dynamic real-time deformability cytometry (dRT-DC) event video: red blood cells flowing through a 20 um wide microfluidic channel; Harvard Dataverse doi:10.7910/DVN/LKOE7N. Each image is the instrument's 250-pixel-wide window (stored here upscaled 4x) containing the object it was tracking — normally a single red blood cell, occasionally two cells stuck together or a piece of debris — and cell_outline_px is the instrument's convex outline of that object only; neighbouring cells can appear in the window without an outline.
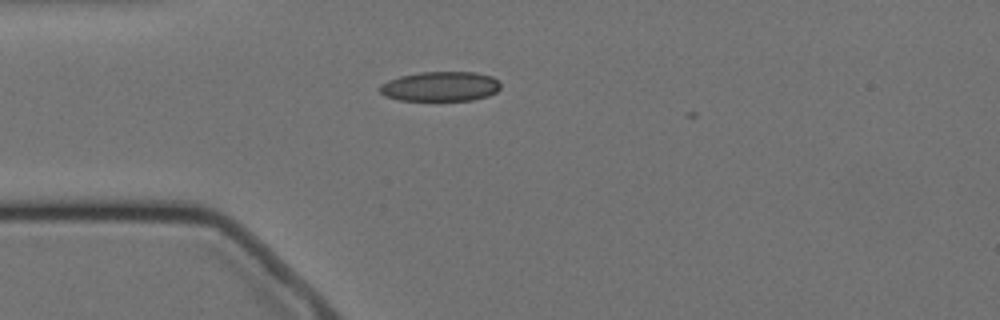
{"species": "Egyptian fruit bat (a non-hibernating species)", "species_latin": "Rousettus aegyptiacus", "temperature_condition": "cold", "stored_images_in_passage": 2, "camera_frame_rate_fps": 3000, "um_per_image_px": 0.085, "animal": {"sex": "female"}, "frame": {"image": 1, "passage_image": 1, "time_ms": 0.0, "image_size_px": [1000, 320], "cell_outline_px": [[500, 88], [496, 92], [488, 96], [472, 100], [396, 100], [384, 96], [380, 92], [380, 84], [388, 80], [400, 76], [420, 72], [476, 72], [492, 76], [500, 84]], "centroid_in_image_um": [37.41, 7.34], "position_along_channel_um": 47.6, "area_um2": 20.98}}